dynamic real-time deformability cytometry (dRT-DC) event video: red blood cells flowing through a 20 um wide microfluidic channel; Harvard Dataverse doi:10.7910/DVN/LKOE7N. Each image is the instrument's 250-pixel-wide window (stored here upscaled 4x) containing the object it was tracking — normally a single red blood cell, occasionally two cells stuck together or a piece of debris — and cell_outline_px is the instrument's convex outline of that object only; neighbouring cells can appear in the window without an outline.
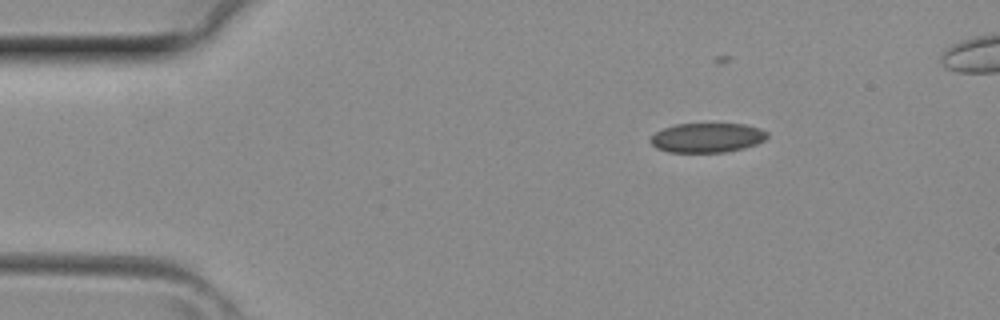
{"species": "common noctule bat (a hibernating species)", "species_latin": "Nyctalus noctula", "temperature_condition": "room temperature", "stored_images_in_passage": 4, "camera_frame_rate_fps": 3000, "um_per_image_px": 0.085, "animal": {"sex": "female", "body_mass_g": 29.2, "forearm_length_mm": 56.3}, "frame": {"image": 1, "passage_image": 1, "time_ms": 0.0, "image_size_px": [1000, 320], "cell_outline_px": [[768, 136], [764, 140], [756, 144], [744, 148], [724, 152], [668, 152], [656, 148], [648, 140], [656, 132], [664, 128], [676, 124], [744, 124], [760, 128], [768, 132]], "centroid_in_image_um": [60.11, 11.71], "position_along_channel_um": 24.9, "area_um2": 20.06}}